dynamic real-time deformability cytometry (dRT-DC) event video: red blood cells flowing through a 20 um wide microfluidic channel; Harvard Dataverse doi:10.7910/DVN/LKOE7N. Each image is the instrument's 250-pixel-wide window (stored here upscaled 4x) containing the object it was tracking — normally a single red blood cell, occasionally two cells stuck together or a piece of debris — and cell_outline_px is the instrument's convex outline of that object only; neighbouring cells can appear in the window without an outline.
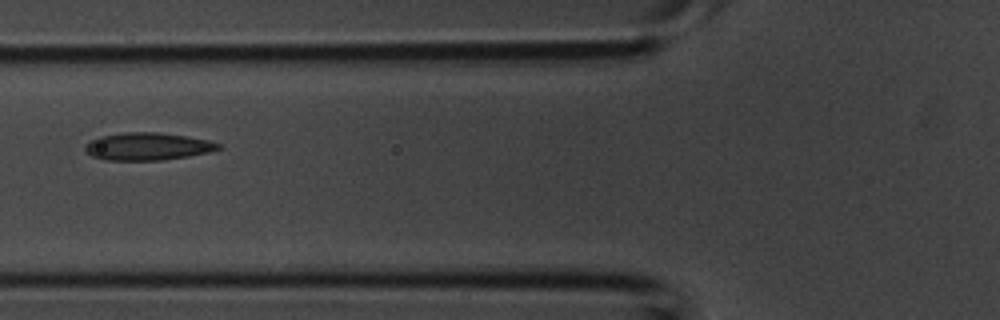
{"species": "common noctule bat (a hibernating species)", "species_latin": "Nyctalus noctula", "temperature_condition": "room temperature", "stored_images_in_passage": 3, "camera_frame_rate_fps": 3000, "um_per_image_px": 0.085, "animal": {"sex": "male", "body_mass_g": 20.1, "forearm_length_mm": 53.5}, "frame": {"image": 1, "passage_image": 3, "time_ms": 0.667, "image_size_px": [1000, 320], "cell_outline_px": [[224, 148], [208, 152], [188, 156], [160, 160], [104, 160], [92, 156], [84, 152], [84, 144], [100, 136], [124, 132], [160, 132], [188, 136], [208, 140], [220, 144]], "centroid_in_image_um": [12.53, 12.44], "position_along_channel_um": 113.3, "area_um2": 21.56}}